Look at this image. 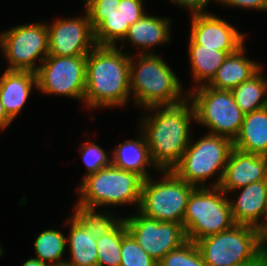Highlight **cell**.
I'll return each instance as SVG.
<instances>
[{"mask_svg": "<svg viewBox=\"0 0 267 266\" xmlns=\"http://www.w3.org/2000/svg\"><path fill=\"white\" fill-rule=\"evenodd\" d=\"M192 90V91H191ZM188 92L195 121L207 127L210 134L227 137L234 141L238 136L245 114L236 104L230 90H220L201 85Z\"/></svg>", "mask_w": 267, "mask_h": 266, "instance_id": "cell-9", "label": "cell"}, {"mask_svg": "<svg viewBox=\"0 0 267 266\" xmlns=\"http://www.w3.org/2000/svg\"><path fill=\"white\" fill-rule=\"evenodd\" d=\"M196 244L207 266H264L263 232L250 225L235 224Z\"/></svg>", "mask_w": 267, "mask_h": 266, "instance_id": "cell-4", "label": "cell"}, {"mask_svg": "<svg viewBox=\"0 0 267 266\" xmlns=\"http://www.w3.org/2000/svg\"><path fill=\"white\" fill-rule=\"evenodd\" d=\"M158 266H207L195 242L187 240L181 246L170 251Z\"/></svg>", "mask_w": 267, "mask_h": 266, "instance_id": "cell-29", "label": "cell"}, {"mask_svg": "<svg viewBox=\"0 0 267 266\" xmlns=\"http://www.w3.org/2000/svg\"><path fill=\"white\" fill-rule=\"evenodd\" d=\"M79 152L87 170L83 179L111 164V157H108L104 149L92 141L83 142L79 148Z\"/></svg>", "mask_w": 267, "mask_h": 266, "instance_id": "cell-31", "label": "cell"}, {"mask_svg": "<svg viewBox=\"0 0 267 266\" xmlns=\"http://www.w3.org/2000/svg\"><path fill=\"white\" fill-rule=\"evenodd\" d=\"M127 233L122 220L111 232L97 239V266H120L122 239Z\"/></svg>", "mask_w": 267, "mask_h": 266, "instance_id": "cell-27", "label": "cell"}, {"mask_svg": "<svg viewBox=\"0 0 267 266\" xmlns=\"http://www.w3.org/2000/svg\"><path fill=\"white\" fill-rule=\"evenodd\" d=\"M235 52H223L216 48L205 47L189 38L188 55L191 64L194 88L208 84L223 64L227 55Z\"/></svg>", "mask_w": 267, "mask_h": 266, "instance_id": "cell-23", "label": "cell"}, {"mask_svg": "<svg viewBox=\"0 0 267 266\" xmlns=\"http://www.w3.org/2000/svg\"><path fill=\"white\" fill-rule=\"evenodd\" d=\"M75 205V210L72 214L96 240L111 232L123 220V217L118 218L113 213L97 212L96 209Z\"/></svg>", "mask_w": 267, "mask_h": 266, "instance_id": "cell-28", "label": "cell"}, {"mask_svg": "<svg viewBox=\"0 0 267 266\" xmlns=\"http://www.w3.org/2000/svg\"><path fill=\"white\" fill-rule=\"evenodd\" d=\"M120 266H158L128 232L122 239Z\"/></svg>", "mask_w": 267, "mask_h": 266, "instance_id": "cell-30", "label": "cell"}, {"mask_svg": "<svg viewBox=\"0 0 267 266\" xmlns=\"http://www.w3.org/2000/svg\"><path fill=\"white\" fill-rule=\"evenodd\" d=\"M139 134V138L126 140L113 149L111 164L122 170L138 173L144 179H147L150 177L148 172L150 170L148 169H159H156L157 167L151 159L150 150L143 134L141 132Z\"/></svg>", "mask_w": 267, "mask_h": 266, "instance_id": "cell-20", "label": "cell"}, {"mask_svg": "<svg viewBox=\"0 0 267 266\" xmlns=\"http://www.w3.org/2000/svg\"><path fill=\"white\" fill-rule=\"evenodd\" d=\"M47 23L16 25L0 33V49L7 59L6 70L37 72L36 62L49 55ZM38 60V61H36Z\"/></svg>", "mask_w": 267, "mask_h": 266, "instance_id": "cell-10", "label": "cell"}, {"mask_svg": "<svg viewBox=\"0 0 267 266\" xmlns=\"http://www.w3.org/2000/svg\"><path fill=\"white\" fill-rule=\"evenodd\" d=\"M261 180H267V156L245 153L234 148L219 188L228 195Z\"/></svg>", "mask_w": 267, "mask_h": 266, "instance_id": "cell-15", "label": "cell"}, {"mask_svg": "<svg viewBox=\"0 0 267 266\" xmlns=\"http://www.w3.org/2000/svg\"><path fill=\"white\" fill-rule=\"evenodd\" d=\"M219 4L227 7H238L245 9H256L259 11H267V0H217Z\"/></svg>", "mask_w": 267, "mask_h": 266, "instance_id": "cell-34", "label": "cell"}, {"mask_svg": "<svg viewBox=\"0 0 267 266\" xmlns=\"http://www.w3.org/2000/svg\"><path fill=\"white\" fill-rule=\"evenodd\" d=\"M66 246V236L61 231L44 230L35 239L34 258L51 266H65L66 259L62 257L67 249Z\"/></svg>", "mask_w": 267, "mask_h": 266, "instance_id": "cell-26", "label": "cell"}, {"mask_svg": "<svg viewBox=\"0 0 267 266\" xmlns=\"http://www.w3.org/2000/svg\"><path fill=\"white\" fill-rule=\"evenodd\" d=\"M33 86L37 88L35 72L5 70L0 74V99L6 114L12 120L22 111Z\"/></svg>", "mask_w": 267, "mask_h": 266, "instance_id": "cell-17", "label": "cell"}, {"mask_svg": "<svg viewBox=\"0 0 267 266\" xmlns=\"http://www.w3.org/2000/svg\"><path fill=\"white\" fill-rule=\"evenodd\" d=\"M264 108L267 110V96H266V101H265Z\"/></svg>", "mask_w": 267, "mask_h": 266, "instance_id": "cell-41", "label": "cell"}, {"mask_svg": "<svg viewBox=\"0 0 267 266\" xmlns=\"http://www.w3.org/2000/svg\"><path fill=\"white\" fill-rule=\"evenodd\" d=\"M21 266H51L49 264L43 263L42 261L38 260L37 258H30L23 263Z\"/></svg>", "mask_w": 267, "mask_h": 266, "instance_id": "cell-37", "label": "cell"}, {"mask_svg": "<svg viewBox=\"0 0 267 266\" xmlns=\"http://www.w3.org/2000/svg\"><path fill=\"white\" fill-rule=\"evenodd\" d=\"M84 8L88 14H111L118 11L121 0H84Z\"/></svg>", "mask_w": 267, "mask_h": 266, "instance_id": "cell-33", "label": "cell"}, {"mask_svg": "<svg viewBox=\"0 0 267 266\" xmlns=\"http://www.w3.org/2000/svg\"><path fill=\"white\" fill-rule=\"evenodd\" d=\"M73 18H58L48 25L49 55H88L97 45L88 13Z\"/></svg>", "mask_w": 267, "mask_h": 266, "instance_id": "cell-13", "label": "cell"}, {"mask_svg": "<svg viewBox=\"0 0 267 266\" xmlns=\"http://www.w3.org/2000/svg\"><path fill=\"white\" fill-rule=\"evenodd\" d=\"M245 51L244 45L235 53L227 55L207 85L216 89L231 91L255 75L263 65L247 58Z\"/></svg>", "mask_w": 267, "mask_h": 266, "instance_id": "cell-19", "label": "cell"}, {"mask_svg": "<svg viewBox=\"0 0 267 266\" xmlns=\"http://www.w3.org/2000/svg\"><path fill=\"white\" fill-rule=\"evenodd\" d=\"M263 67L249 80L231 90L234 100L244 114L261 109L267 96V78L262 75Z\"/></svg>", "mask_w": 267, "mask_h": 266, "instance_id": "cell-25", "label": "cell"}, {"mask_svg": "<svg viewBox=\"0 0 267 266\" xmlns=\"http://www.w3.org/2000/svg\"><path fill=\"white\" fill-rule=\"evenodd\" d=\"M65 222L70 227L66 237L70 259L65 266H97V240L73 214Z\"/></svg>", "mask_w": 267, "mask_h": 266, "instance_id": "cell-22", "label": "cell"}, {"mask_svg": "<svg viewBox=\"0 0 267 266\" xmlns=\"http://www.w3.org/2000/svg\"><path fill=\"white\" fill-rule=\"evenodd\" d=\"M144 0H121L118 10H121L124 16L125 25H133L141 19L146 13L144 12Z\"/></svg>", "mask_w": 267, "mask_h": 266, "instance_id": "cell-32", "label": "cell"}, {"mask_svg": "<svg viewBox=\"0 0 267 266\" xmlns=\"http://www.w3.org/2000/svg\"><path fill=\"white\" fill-rule=\"evenodd\" d=\"M87 55H48L36 72L37 89L47 95L78 99L83 103L86 87Z\"/></svg>", "mask_w": 267, "mask_h": 266, "instance_id": "cell-11", "label": "cell"}, {"mask_svg": "<svg viewBox=\"0 0 267 266\" xmlns=\"http://www.w3.org/2000/svg\"><path fill=\"white\" fill-rule=\"evenodd\" d=\"M263 264L267 266V228L263 231Z\"/></svg>", "mask_w": 267, "mask_h": 266, "instance_id": "cell-38", "label": "cell"}, {"mask_svg": "<svg viewBox=\"0 0 267 266\" xmlns=\"http://www.w3.org/2000/svg\"><path fill=\"white\" fill-rule=\"evenodd\" d=\"M233 143L239 151L267 156V110L264 107L245 114Z\"/></svg>", "mask_w": 267, "mask_h": 266, "instance_id": "cell-21", "label": "cell"}, {"mask_svg": "<svg viewBox=\"0 0 267 266\" xmlns=\"http://www.w3.org/2000/svg\"><path fill=\"white\" fill-rule=\"evenodd\" d=\"M236 191H240V195L235 200L229 199L235 224L250 225L263 232L266 229L267 180L248 184L232 192Z\"/></svg>", "mask_w": 267, "mask_h": 266, "instance_id": "cell-16", "label": "cell"}, {"mask_svg": "<svg viewBox=\"0 0 267 266\" xmlns=\"http://www.w3.org/2000/svg\"><path fill=\"white\" fill-rule=\"evenodd\" d=\"M130 50L96 46L87 55L85 107H123L130 95Z\"/></svg>", "mask_w": 267, "mask_h": 266, "instance_id": "cell-2", "label": "cell"}, {"mask_svg": "<svg viewBox=\"0 0 267 266\" xmlns=\"http://www.w3.org/2000/svg\"><path fill=\"white\" fill-rule=\"evenodd\" d=\"M228 195L219 187H196L189 196L183 219L187 240H198L235 225Z\"/></svg>", "mask_w": 267, "mask_h": 266, "instance_id": "cell-7", "label": "cell"}, {"mask_svg": "<svg viewBox=\"0 0 267 266\" xmlns=\"http://www.w3.org/2000/svg\"><path fill=\"white\" fill-rule=\"evenodd\" d=\"M130 54V95L141 108L174 105L188 98L176 73L154 54Z\"/></svg>", "mask_w": 267, "mask_h": 266, "instance_id": "cell-3", "label": "cell"}, {"mask_svg": "<svg viewBox=\"0 0 267 266\" xmlns=\"http://www.w3.org/2000/svg\"><path fill=\"white\" fill-rule=\"evenodd\" d=\"M3 248H2V246H0V257H2V255H3Z\"/></svg>", "mask_w": 267, "mask_h": 266, "instance_id": "cell-40", "label": "cell"}, {"mask_svg": "<svg viewBox=\"0 0 267 266\" xmlns=\"http://www.w3.org/2000/svg\"><path fill=\"white\" fill-rule=\"evenodd\" d=\"M266 228H267V193H266Z\"/></svg>", "mask_w": 267, "mask_h": 266, "instance_id": "cell-39", "label": "cell"}, {"mask_svg": "<svg viewBox=\"0 0 267 266\" xmlns=\"http://www.w3.org/2000/svg\"><path fill=\"white\" fill-rule=\"evenodd\" d=\"M144 178L138 173L110 164L81 180L77 205L97 209L101 206L140 205Z\"/></svg>", "mask_w": 267, "mask_h": 266, "instance_id": "cell-5", "label": "cell"}, {"mask_svg": "<svg viewBox=\"0 0 267 266\" xmlns=\"http://www.w3.org/2000/svg\"><path fill=\"white\" fill-rule=\"evenodd\" d=\"M193 141L190 140L180 162L172 171L195 187H209L205 184L207 179L219 175L211 184V187H219L230 153L234 149L233 140L207 133Z\"/></svg>", "mask_w": 267, "mask_h": 266, "instance_id": "cell-6", "label": "cell"}, {"mask_svg": "<svg viewBox=\"0 0 267 266\" xmlns=\"http://www.w3.org/2000/svg\"><path fill=\"white\" fill-rule=\"evenodd\" d=\"M190 17L189 36L197 44L223 52H236L244 46L246 35L215 13L194 14Z\"/></svg>", "mask_w": 267, "mask_h": 266, "instance_id": "cell-14", "label": "cell"}, {"mask_svg": "<svg viewBox=\"0 0 267 266\" xmlns=\"http://www.w3.org/2000/svg\"><path fill=\"white\" fill-rule=\"evenodd\" d=\"M180 7L190 11L191 15L210 13L206 10L210 0H169ZM212 1V0H211ZM217 3V0H215Z\"/></svg>", "mask_w": 267, "mask_h": 266, "instance_id": "cell-35", "label": "cell"}, {"mask_svg": "<svg viewBox=\"0 0 267 266\" xmlns=\"http://www.w3.org/2000/svg\"><path fill=\"white\" fill-rule=\"evenodd\" d=\"M170 17H158L145 14L141 19L129 27L127 35L120 42L121 48L124 44L130 42V46L142 48L138 54H154L150 48L170 42ZM125 42V43H124ZM124 46V47H123ZM150 50V51H149Z\"/></svg>", "mask_w": 267, "mask_h": 266, "instance_id": "cell-18", "label": "cell"}, {"mask_svg": "<svg viewBox=\"0 0 267 266\" xmlns=\"http://www.w3.org/2000/svg\"><path fill=\"white\" fill-rule=\"evenodd\" d=\"M123 220L128 232L156 262L187 241L183 224L180 223L160 222L139 211L136 215L123 217Z\"/></svg>", "mask_w": 267, "mask_h": 266, "instance_id": "cell-12", "label": "cell"}, {"mask_svg": "<svg viewBox=\"0 0 267 266\" xmlns=\"http://www.w3.org/2000/svg\"><path fill=\"white\" fill-rule=\"evenodd\" d=\"M160 180L144 179L138 211L160 222L183 224L187 202L196 188L180 179L172 170H162Z\"/></svg>", "mask_w": 267, "mask_h": 266, "instance_id": "cell-8", "label": "cell"}, {"mask_svg": "<svg viewBox=\"0 0 267 266\" xmlns=\"http://www.w3.org/2000/svg\"><path fill=\"white\" fill-rule=\"evenodd\" d=\"M12 119L6 114L3 104L0 99V130L9 127L12 123Z\"/></svg>", "mask_w": 267, "mask_h": 266, "instance_id": "cell-36", "label": "cell"}, {"mask_svg": "<svg viewBox=\"0 0 267 266\" xmlns=\"http://www.w3.org/2000/svg\"><path fill=\"white\" fill-rule=\"evenodd\" d=\"M146 109L150 113L140 117L139 129L149 147L151 159L159 171L172 170L191 140L190 123L195 121L193 105L187 98L178 104Z\"/></svg>", "mask_w": 267, "mask_h": 266, "instance_id": "cell-1", "label": "cell"}, {"mask_svg": "<svg viewBox=\"0 0 267 266\" xmlns=\"http://www.w3.org/2000/svg\"><path fill=\"white\" fill-rule=\"evenodd\" d=\"M98 46H117L127 35L130 25H125L121 10L111 14H88Z\"/></svg>", "mask_w": 267, "mask_h": 266, "instance_id": "cell-24", "label": "cell"}]
</instances>
